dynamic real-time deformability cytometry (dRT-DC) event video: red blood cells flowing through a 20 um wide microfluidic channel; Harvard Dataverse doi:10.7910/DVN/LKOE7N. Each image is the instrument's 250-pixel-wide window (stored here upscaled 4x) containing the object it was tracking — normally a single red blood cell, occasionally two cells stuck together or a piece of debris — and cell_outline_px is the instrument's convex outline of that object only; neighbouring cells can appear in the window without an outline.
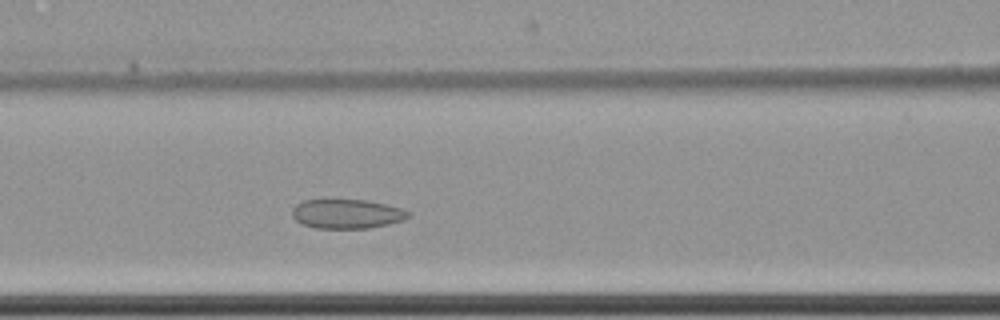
{"species": "common noctule bat (a hibernating species)", "species_latin": "Nyctalus noctula", "temperature_condition": "cold", "stored_images_in_passage": 51, "camera_frame_rate_fps": 3000, "um_per_image_px": 0.085, "animal": {"sex": "female", "body_mass_g": 22.7, "forearm_length_mm": 54.2}, "frame": {"image": 1, "passage_image": 18, "time_ms": 5.667, "image_size_px": [1000, 320], "cell_outline_px": [[408, 216], [404, 220], [388, 224], [368, 228], [316, 228], [304, 224], [296, 220], [292, 216], [292, 208], [296, 204], [304, 200], [364, 200], [384, 204], [400, 208], [408, 212]], "centroid_in_image_um": [29.44, 18.18], "position_along_channel_um": 137.2, "area_um2": 19.54}}
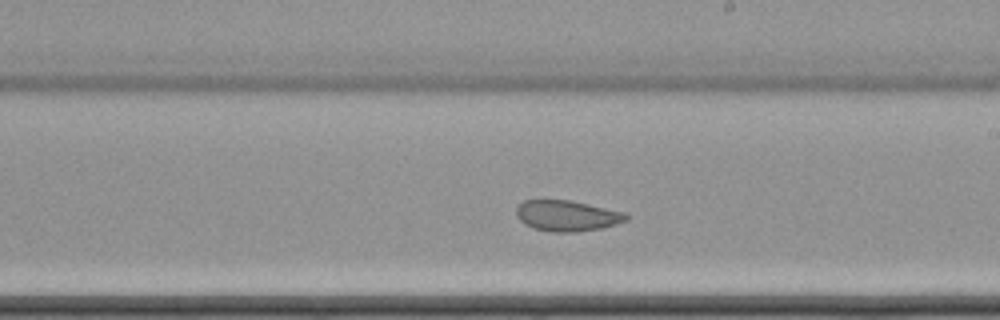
{"frame": {"image": 2, "passage_image": 27, "time_ms": 8.667, "image_size_px": [1000, 320], "cell_outline_px": [[628, 220], [604, 228], [580, 232], [552, 232], [532, 228], [524, 224], [516, 216], [516, 208], [524, 200], [568, 200], [588, 204], [624, 212], [628, 216]], "centroid_in_image_um": [48.19, 18.35], "position_along_channel_um": 240.8, "area_um2": 19.83}}
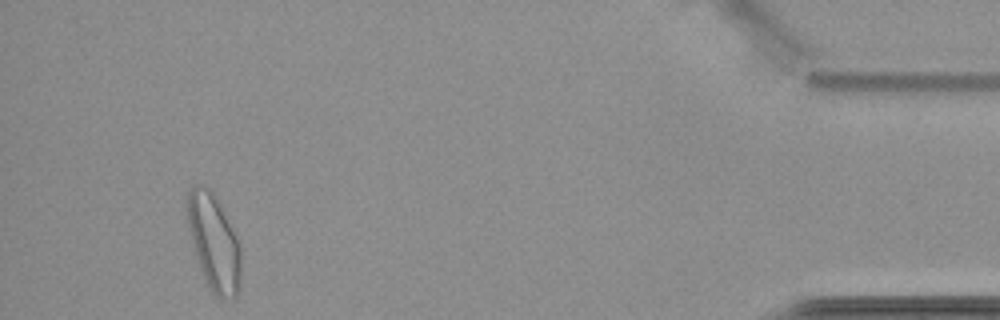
{"frame": {"image": 3, "passage_image": 48, "time_ms": 15.667, "image_size_px": [1000, 320], "cell_outline_px": [[240, 288], [236, 296], [220, 300], [208, 288], [196, 264], [184, 212], [184, 204], [188, 192], [192, 184], [200, 184], [212, 188], [240, 244]], "centroid_in_image_um": [18.11, 20.57], "position_along_channel_um": 417.1, "area_um2": 31.33}, "authors_computed_cell_mechanics": {"area_um2": 22.831, "velocity_mm_per_s": 3.4668, "shape_relaxation_time_tau1_ms": null, "shape_relaxation_time_tau2_ms": 3.6428, "deformation_change_tau1": null, "deformation_change_tau2": 0.0826}}